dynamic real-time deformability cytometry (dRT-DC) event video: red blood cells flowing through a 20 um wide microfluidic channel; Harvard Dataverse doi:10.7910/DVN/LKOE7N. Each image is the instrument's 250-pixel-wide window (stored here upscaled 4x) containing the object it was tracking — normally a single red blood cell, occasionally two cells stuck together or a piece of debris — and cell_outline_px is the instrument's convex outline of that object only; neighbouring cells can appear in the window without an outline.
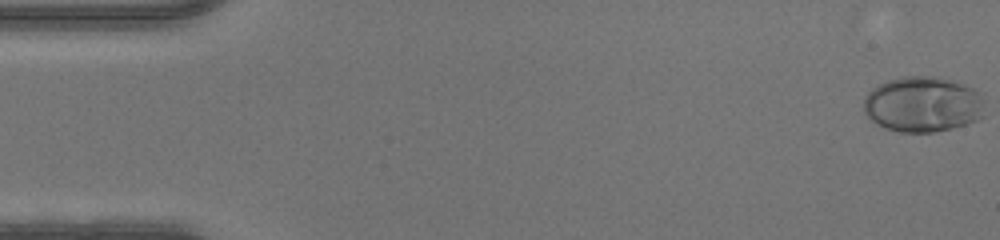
{"species": "human", "species_latin": "Homo sapiens", "temperature_condition": "warm", "stored_images_in_passage": 48, "camera_frame_rate_fps": 3000, "um_per_image_px": 0.085, "donor": {"sex": "male"}, "frame": {"image": 1, "passage_image": 1, "time_ms": 0.0, "image_size_px": [1000, 240], "cell_outline_px": [[984, 116], [976, 120], [952, 128], [932, 132], [900, 132], [884, 128], [876, 124], [864, 112], [864, 96], [872, 88], [888, 80], [900, 76], [932, 76], [948, 80], [984, 92]], "centroid_in_image_um": [78.45, 8.87], "position_along_channel_um": 6.6, "area_um2": 39.42}}
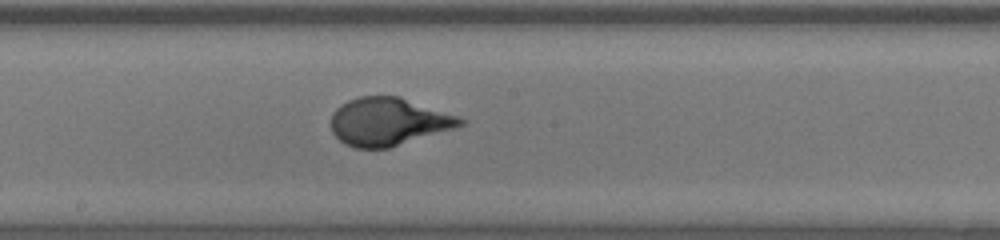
{"frame": {"image": 2, "passage_image": 26, "time_ms": 8.333, "image_size_px": [1000, 240], "cell_outline_px": [[468, 120], [464, 124], [452, 128], [388, 148], [356, 148], [344, 144], [332, 132], [332, 112], [336, 108], [348, 100], [360, 96], [400, 96]], "centroid_in_image_um": [32.97, 10.33], "position_along_channel_um": 215.2, "area_um2": 35.6}}
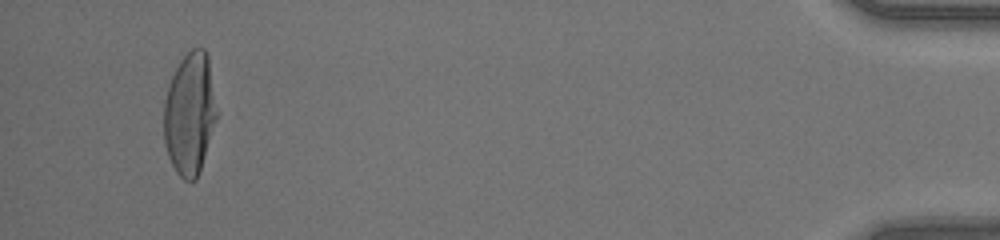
{"frame": {"image": 3, "passage_image": 46, "time_ms": 15.0, "image_size_px": [1000, 240], "cell_outline_px": [[216, 120], [200, 172], [196, 180], [184, 180], [176, 172], [168, 156], [164, 140], [164, 100], [168, 84], [180, 60], [192, 48], [204, 48], [208, 56], [216, 112]], "centroid_in_image_um": [16.11, 9.68], "position_along_channel_um": 419.1, "area_um2": 37.4}}